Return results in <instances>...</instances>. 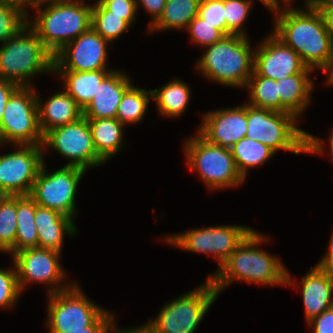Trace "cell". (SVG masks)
<instances>
[{
  "instance_id": "cell-1",
  "label": "cell",
  "mask_w": 333,
  "mask_h": 333,
  "mask_svg": "<svg viewBox=\"0 0 333 333\" xmlns=\"http://www.w3.org/2000/svg\"><path fill=\"white\" fill-rule=\"evenodd\" d=\"M272 239L268 234L253 229L219 269L208 274L218 295L232 284L286 287L288 267L278 255L270 254L261 246ZM265 243V244H264Z\"/></svg>"
},
{
  "instance_id": "cell-2",
  "label": "cell",
  "mask_w": 333,
  "mask_h": 333,
  "mask_svg": "<svg viewBox=\"0 0 333 333\" xmlns=\"http://www.w3.org/2000/svg\"><path fill=\"white\" fill-rule=\"evenodd\" d=\"M272 15L271 32L292 48L307 68L321 73L333 58V39L319 11L284 5Z\"/></svg>"
},
{
  "instance_id": "cell-3",
  "label": "cell",
  "mask_w": 333,
  "mask_h": 333,
  "mask_svg": "<svg viewBox=\"0 0 333 333\" xmlns=\"http://www.w3.org/2000/svg\"><path fill=\"white\" fill-rule=\"evenodd\" d=\"M254 51L249 36L226 35L202 49L194 69L210 82L244 90L254 71Z\"/></svg>"
},
{
  "instance_id": "cell-4",
  "label": "cell",
  "mask_w": 333,
  "mask_h": 333,
  "mask_svg": "<svg viewBox=\"0 0 333 333\" xmlns=\"http://www.w3.org/2000/svg\"><path fill=\"white\" fill-rule=\"evenodd\" d=\"M91 12V7L82 4L37 0L30 9L27 23L55 55L91 27Z\"/></svg>"
},
{
  "instance_id": "cell-5",
  "label": "cell",
  "mask_w": 333,
  "mask_h": 333,
  "mask_svg": "<svg viewBox=\"0 0 333 333\" xmlns=\"http://www.w3.org/2000/svg\"><path fill=\"white\" fill-rule=\"evenodd\" d=\"M54 55L44 46L28 23L0 44V78L19 86H35L38 75H52Z\"/></svg>"
},
{
  "instance_id": "cell-6",
  "label": "cell",
  "mask_w": 333,
  "mask_h": 333,
  "mask_svg": "<svg viewBox=\"0 0 333 333\" xmlns=\"http://www.w3.org/2000/svg\"><path fill=\"white\" fill-rule=\"evenodd\" d=\"M185 165L196 173L209 192L235 189L246 183L238 171L230 148L210 143L197 130L183 138Z\"/></svg>"
},
{
  "instance_id": "cell-7",
  "label": "cell",
  "mask_w": 333,
  "mask_h": 333,
  "mask_svg": "<svg viewBox=\"0 0 333 333\" xmlns=\"http://www.w3.org/2000/svg\"><path fill=\"white\" fill-rule=\"evenodd\" d=\"M218 297L212 281L206 277L195 288L166 301L157 315L146 323L154 333H196Z\"/></svg>"
},
{
  "instance_id": "cell-8",
  "label": "cell",
  "mask_w": 333,
  "mask_h": 333,
  "mask_svg": "<svg viewBox=\"0 0 333 333\" xmlns=\"http://www.w3.org/2000/svg\"><path fill=\"white\" fill-rule=\"evenodd\" d=\"M251 226L238 224H217L207 227L190 228L159 238L161 242L179 250L204 254L215 260L219 269L237 246L253 230Z\"/></svg>"
},
{
  "instance_id": "cell-9",
  "label": "cell",
  "mask_w": 333,
  "mask_h": 333,
  "mask_svg": "<svg viewBox=\"0 0 333 333\" xmlns=\"http://www.w3.org/2000/svg\"><path fill=\"white\" fill-rule=\"evenodd\" d=\"M300 120L287 112H276L247 104L245 137L263 143L276 154L281 151L305 154L306 130Z\"/></svg>"
},
{
  "instance_id": "cell-10",
  "label": "cell",
  "mask_w": 333,
  "mask_h": 333,
  "mask_svg": "<svg viewBox=\"0 0 333 333\" xmlns=\"http://www.w3.org/2000/svg\"><path fill=\"white\" fill-rule=\"evenodd\" d=\"M45 328L48 333L85 331L106 310L83 291L79 282L66 290L47 295Z\"/></svg>"
},
{
  "instance_id": "cell-11",
  "label": "cell",
  "mask_w": 333,
  "mask_h": 333,
  "mask_svg": "<svg viewBox=\"0 0 333 333\" xmlns=\"http://www.w3.org/2000/svg\"><path fill=\"white\" fill-rule=\"evenodd\" d=\"M60 167L52 172L47 168V163L43 162L30 196L37 205L55 210L75 220L80 214L76 200L78 188L88 172L77 166Z\"/></svg>"
},
{
  "instance_id": "cell-12",
  "label": "cell",
  "mask_w": 333,
  "mask_h": 333,
  "mask_svg": "<svg viewBox=\"0 0 333 333\" xmlns=\"http://www.w3.org/2000/svg\"><path fill=\"white\" fill-rule=\"evenodd\" d=\"M62 254L39 247L17 252L10 260L16 265L21 293L24 294L30 289L31 284L46 287L45 296L71 287L76 281L67 276L69 273L63 267Z\"/></svg>"
},
{
  "instance_id": "cell-13",
  "label": "cell",
  "mask_w": 333,
  "mask_h": 333,
  "mask_svg": "<svg viewBox=\"0 0 333 333\" xmlns=\"http://www.w3.org/2000/svg\"><path fill=\"white\" fill-rule=\"evenodd\" d=\"M37 86H20L6 103L0 122L2 145H42L39 126Z\"/></svg>"
},
{
  "instance_id": "cell-14",
  "label": "cell",
  "mask_w": 333,
  "mask_h": 333,
  "mask_svg": "<svg viewBox=\"0 0 333 333\" xmlns=\"http://www.w3.org/2000/svg\"><path fill=\"white\" fill-rule=\"evenodd\" d=\"M42 148L44 162L47 159L46 153L51 150L67 160L65 166H77L86 171L106 163L94 148L91 128L84 116L48 131L43 136Z\"/></svg>"
},
{
  "instance_id": "cell-15",
  "label": "cell",
  "mask_w": 333,
  "mask_h": 333,
  "mask_svg": "<svg viewBox=\"0 0 333 333\" xmlns=\"http://www.w3.org/2000/svg\"><path fill=\"white\" fill-rule=\"evenodd\" d=\"M10 147L12 151L0 154V190L10 196L30 195L44 162L42 145Z\"/></svg>"
},
{
  "instance_id": "cell-16",
  "label": "cell",
  "mask_w": 333,
  "mask_h": 333,
  "mask_svg": "<svg viewBox=\"0 0 333 333\" xmlns=\"http://www.w3.org/2000/svg\"><path fill=\"white\" fill-rule=\"evenodd\" d=\"M113 45L92 27L67 43L54 55V71H95L109 68Z\"/></svg>"
},
{
  "instance_id": "cell-17",
  "label": "cell",
  "mask_w": 333,
  "mask_h": 333,
  "mask_svg": "<svg viewBox=\"0 0 333 333\" xmlns=\"http://www.w3.org/2000/svg\"><path fill=\"white\" fill-rule=\"evenodd\" d=\"M261 39L254 45V71L259 76L280 80L298 73L316 74L302 63L292 48L285 45L271 31Z\"/></svg>"
},
{
  "instance_id": "cell-18",
  "label": "cell",
  "mask_w": 333,
  "mask_h": 333,
  "mask_svg": "<svg viewBox=\"0 0 333 333\" xmlns=\"http://www.w3.org/2000/svg\"><path fill=\"white\" fill-rule=\"evenodd\" d=\"M196 130L210 143L231 148L247 133V103L203 112Z\"/></svg>"
},
{
  "instance_id": "cell-19",
  "label": "cell",
  "mask_w": 333,
  "mask_h": 333,
  "mask_svg": "<svg viewBox=\"0 0 333 333\" xmlns=\"http://www.w3.org/2000/svg\"><path fill=\"white\" fill-rule=\"evenodd\" d=\"M290 272L287 270L286 287L301 291L305 324L333 306V280L316 264L300 282Z\"/></svg>"
},
{
  "instance_id": "cell-20",
  "label": "cell",
  "mask_w": 333,
  "mask_h": 333,
  "mask_svg": "<svg viewBox=\"0 0 333 333\" xmlns=\"http://www.w3.org/2000/svg\"><path fill=\"white\" fill-rule=\"evenodd\" d=\"M123 69H114L101 82L90 104L83 110L87 119L116 118L125 91L135 83ZM131 77V78H130Z\"/></svg>"
},
{
  "instance_id": "cell-21",
  "label": "cell",
  "mask_w": 333,
  "mask_h": 333,
  "mask_svg": "<svg viewBox=\"0 0 333 333\" xmlns=\"http://www.w3.org/2000/svg\"><path fill=\"white\" fill-rule=\"evenodd\" d=\"M34 219L39 248L62 253L65 238L78 236L76 221L55 210L36 204Z\"/></svg>"
},
{
  "instance_id": "cell-22",
  "label": "cell",
  "mask_w": 333,
  "mask_h": 333,
  "mask_svg": "<svg viewBox=\"0 0 333 333\" xmlns=\"http://www.w3.org/2000/svg\"><path fill=\"white\" fill-rule=\"evenodd\" d=\"M56 91L49 95L48 99L42 98L44 95L36 91L39 126L43 136L48 131L72 123L83 116V110L64 89Z\"/></svg>"
},
{
  "instance_id": "cell-23",
  "label": "cell",
  "mask_w": 333,
  "mask_h": 333,
  "mask_svg": "<svg viewBox=\"0 0 333 333\" xmlns=\"http://www.w3.org/2000/svg\"><path fill=\"white\" fill-rule=\"evenodd\" d=\"M313 74L298 73L276 80L282 112L291 113L299 120L304 119L314 99L312 93L316 83L311 77Z\"/></svg>"
},
{
  "instance_id": "cell-24",
  "label": "cell",
  "mask_w": 333,
  "mask_h": 333,
  "mask_svg": "<svg viewBox=\"0 0 333 333\" xmlns=\"http://www.w3.org/2000/svg\"><path fill=\"white\" fill-rule=\"evenodd\" d=\"M192 87L187 82L173 78L159 88L152 90V102L155 104V112L169 119H180L188 109L192 100Z\"/></svg>"
},
{
  "instance_id": "cell-25",
  "label": "cell",
  "mask_w": 333,
  "mask_h": 333,
  "mask_svg": "<svg viewBox=\"0 0 333 333\" xmlns=\"http://www.w3.org/2000/svg\"><path fill=\"white\" fill-rule=\"evenodd\" d=\"M114 69L95 71H53L58 76L61 89H64L84 110L96 95L98 87L104 78Z\"/></svg>"
},
{
  "instance_id": "cell-26",
  "label": "cell",
  "mask_w": 333,
  "mask_h": 333,
  "mask_svg": "<svg viewBox=\"0 0 333 333\" xmlns=\"http://www.w3.org/2000/svg\"><path fill=\"white\" fill-rule=\"evenodd\" d=\"M97 154L107 163L125 150L126 126L116 118L88 119ZM125 137V138H124Z\"/></svg>"
},
{
  "instance_id": "cell-27",
  "label": "cell",
  "mask_w": 333,
  "mask_h": 333,
  "mask_svg": "<svg viewBox=\"0 0 333 333\" xmlns=\"http://www.w3.org/2000/svg\"><path fill=\"white\" fill-rule=\"evenodd\" d=\"M200 0H166L162 15L147 29V35L163 31H185L198 15Z\"/></svg>"
},
{
  "instance_id": "cell-28",
  "label": "cell",
  "mask_w": 333,
  "mask_h": 333,
  "mask_svg": "<svg viewBox=\"0 0 333 333\" xmlns=\"http://www.w3.org/2000/svg\"><path fill=\"white\" fill-rule=\"evenodd\" d=\"M35 212L36 203L30 195L17 196V233L14 249L7 255L10 258L24 249L38 247Z\"/></svg>"
},
{
  "instance_id": "cell-29",
  "label": "cell",
  "mask_w": 333,
  "mask_h": 333,
  "mask_svg": "<svg viewBox=\"0 0 333 333\" xmlns=\"http://www.w3.org/2000/svg\"><path fill=\"white\" fill-rule=\"evenodd\" d=\"M238 171L247 180L249 171L268 163L276 153L263 143L244 137L231 148Z\"/></svg>"
},
{
  "instance_id": "cell-30",
  "label": "cell",
  "mask_w": 333,
  "mask_h": 333,
  "mask_svg": "<svg viewBox=\"0 0 333 333\" xmlns=\"http://www.w3.org/2000/svg\"><path fill=\"white\" fill-rule=\"evenodd\" d=\"M152 90L139 87L134 83L125 91L116 113V119L125 126H135L146 117ZM141 121V122H140Z\"/></svg>"
},
{
  "instance_id": "cell-31",
  "label": "cell",
  "mask_w": 333,
  "mask_h": 333,
  "mask_svg": "<svg viewBox=\"0 0 333 333\" xmlns=\"http://www.w3.org/2000/svg\"><path fill=\"white\" fill-rule=\"evenodd\" d=\"M246 103L252 107L282 112L276 80L259 76L255 71L249 78L245 89Z\"/></svg>"
},
{
  "instance_id": "cell-32",
  "label": "cell",
  "mask_w": 333,
  "mask_h": 333,
  "mask_svg": "<svg viewBox=\"0 0 333 333\" xmlns=\"http://www.w3.org/2000/svg\"><path fill=\"white\" fill-rule=\"evenodd\" d=\"M91 27L112 45L131 28L121 16L114 15L101 3L92 8Z\"/></svg>"
},
{
  "instance_id": "cell-33",
  "label": "cell",
  "mask_w": 333,
  "mask_h": 333,
  "mask_svg": "<svg viewBox=\"0 0 333 333\" xmlns=\"http://www.w3.org/2000/svg\"><path fill=\"white\" fill-rule=\"evenodd\" d=\"M17 233V196L6 195L0 202V254H9Z\"/></svg>"
},
{
  "instance_id": "cell-34",
  "label": "cell",
  "mask_w": 333,
  "mask_h": 333,
  "mask_svg": "<svg viewBox=\"0 0 333 333\" xmlns=\"http://www.w3.org/2000/svg\"><path fill=\"white\" fill-rule=\"evenodd\" d=\"M253 0H228L224 2L226 35L238 34L249 36L246 31V21L254 5Z\"/></svg>"
},
{
  "instance_id": "cell-35",
  "label": "cell",
  "mask_w": 333,
  "mask_h": 333,
  "mask_svg": "<svg viewBox=\"0 0 333 333\" xmlns=\"http://www.w3.org/2000/svg\"><path fill=\"white\" fill-rule=\"evenodd\" d=\"M28 22L20 7L0 2V44L12 39Z\"/></svg>"
},
{
  "instance_id": "cell-36",
  "label": "cell",
  "mask_w": 333,
  "mask_h": 333,
  "mask_svg": "<svg viewBox=\"0 0 333 333\" xmlns=\"http://www.w3.org/2000/svg\"><path fill=\"white\" fill-rule=\"evenodd\" d=\"M18 286L17 268L11 262L9 267H0V310H11L21 299Z\"/></svg>"
},
{
  "instance_id": "cell-37",
  "label": "cell",
  "mask_w": 333,
  "mask_h": 333,
  "mask_svg": "<svg viewBox=\"0 0 333 333\" xmlns=\"http://www.w3.org/2000/svg\"><path fill=\"white\" fill-rule=\"evenodd\" d=\"M186 33L189 35V43L196 47L199 46L201 50L220 41L225 36L218 28L206 22L199 15L188 24Z\"/></svg>"
},
{
  "instance_id": "cell-38",
  "label": "cell",
  "mask_w": 333,
  "mask_h": 333,
  "mask_svg": "<svg viewBox=\"0 0 333 333\" xmlns=\"http://www.w3.org/2000/svg\"><path fill=\"white\" fill-rule=\"evenodd\" d=\"M198 15L209 24L218 28L226 36L224 2L217 0H200Z\"/></svg>"
},
{
  "instance_id": "cell-39",
  "label": "cell",
  "mask_w": 333,
  "mask_h": 333,
  "mask_svg": "<svg viewBox=\"0 0 333 333\" xmlns=\"http://www.w3.org/2000/svg\"><path fill=\"white\" fill-rule=\"evenodd\" d=\"M101 4L114 15L121 16L131 27L138 17L136 0H101Z\"/></svg>"
},
{
  "instance_id": "cell-40",
  "label": "cell",
  "mask_w": 333,
  "mask_h": 333,
  "mask_svg": "<svg viewBox=\"0 0 333 333\" xmlns=\"http://www.w3.org/2000/svg\"><path fill=\"white\" fill-rule=\"evenodd\" d=\"M329 133L330 134L328 135V138L326 137V139H322V136L318 137L306 131L305 154H311V156H314L315 154L318 156L320 155V157L322 155L325 156V154H328V156H330L329 159L333 164V126ZM326 147H328L329 150Z\"/></svg>"
},
{
  "instance_id": "cell-41",
  "label": "cell",
  "mask_w": 333,
  "mask_h": 333,
  "mask_svg": "<svg viewBox=\"0 0 333 333\" xmlns=\"http://www.w3.org/2000/svg\"><path fill=\"white\" fill-rule=\"evenodd\" d=\"M306 326L311 333H333V306L313 318Z\"/></svg>"
},
{
  "instance_id": "cell-42",
  "label": "cell",
  "mask_w": 333,
  "mask_h": 333,
  "mask_svg": "<svg viewBox=\"0 0 333 333\" xmlns=\"http://www.w3.org/2000/svg\"><path fill=\"white\" fill-rule=\"evenodd\" d=\"M137 12L144 9L146 14L150 15V21L147 24L146 30L151 27L162 15L166 0H136Z\"/></svg>"
},
{
  "instance_id": "cell-43",
  "label": "cell",
  "mask_w": 333,
  "mask_h": 333,
  "mask_svg": "<svg viewBox=\"0 0 333 333\" xmlns=\"http://www.w3.org/2000/svg\"><path fill=\"white\" fill-rule=\"evenodd\" d=\"M106 310L91 326L85 331H67V333H109L112 323L117 318L116 312Z\"/></svg>"
},
{
  "instance_id": "cell-44",
  "label": "cell",
  "mask_w": 333,
  "mask_h": 333,
  "mask_svg": "<svg viewBox=\"0 0 333 333\" xmlns=\"http://www.w3.org/2000/svg\"><path fill=\"white\" fill-rule=\"evenodd\" d=\"M328 247L325 253L318 260L316 265L322 269L333 280V232L329 237Z\"/></svg>"
},
{
  "instance_id": "cell-45",
  "label": "cell",
  "mask_w": 333,
  "mask_h": 333,
  "mask_svg": "<svg viewBox=\"0 0 333 333\" xmlns=\"http://www.w3.org/2000/svg\"><path fill=\"white\" fill-rule=\"evenodd\" d=\"M19 87L20 86L14 82L0 78V122L4 114L6 103Z\"/></svg>"
},
{
  "instance_id": "cell-46",
  "label": "cell",
  "mask_w": 333,
  "mask_h": 333,
  "mask_svg": "<svg viewBox=\"0 0 333 333\" xmlns=\"http://www.w3.org/2000/svg\"><path fill=\"white\" fill-rule=\"evenodd\" d=\"M117 320L118 318L112 323L109 333H154L146 322L137 326L123 328L118 325Z\"/></svg>"
},
{
  "instance_id": "cell-47",
  "label": "cell",
  "mask_w": 333,
  "mask_h": 333,
  "mask_svg": "<svg viewBox=\"0 0 333 333\" xmlns=\"http://www.w3.org/2000/svg\"><path fill=\"white\" fill-rule=\"evenodd\" d=\"M321 14L326 30L333 39V6L317 9Z\"/></svg>"
},
{
  "instance_id": "cell-48",
  "label": "cell",
  "mask_w": 333,
  "mask_h": 333,
  "mask_svg": "<svg viewBox=\"0 0 333 333\" xmlns=\"http://www.w3.org/2000/svg\"><path fill=\"white\" fill-rule=\"evenodd\" d=\"M37 0H0L1 3L11 4L23 9L27 14H29L31 7Z\"/></svg>"
},
{
  "instance_id": "cell-49",
  "label": "cell",
  "mask_w": 333,
  "mask_h": 333,
  "mask_svg": "<svg viewBox=\"0 0 333 333\" xmlns=\"http://www.w3.org/2000/svg\"><path fill=\"white\" fill-rule=\"evenodd\" d=\"M303 5L311 9H319L324 7L333 6V0H301Z\"/></svg>"
},
{
  "instance_id": "cell-50",
  "label": "cell",
  "mask_w": 333,
  "mask_h": 333,
  "mask_svg": "<svg viewBox=\"0 0 333 333\" xmlns=\"http://www.w3.org/2000/svg\"><path fill=\"white\" fill-rule=\"evenodd\" d=\"M254 1V0H253ZM263 5L264 8L270 10L271 13L277 11L281 6L285 4L281 0H256Z\"/></svg>"
},
{
  "instance_id": "cell-51",
  "label": "cell",
  "mask_w": 333,
  "mask_h": 333,
  "mask_svg": "<svg viewBox=\"0 0 333 333\" xmlns=\"http://www.w3.org/2000/svg\"><path fill=\"white\" fill-rule=\"evenodd\" d=\"M325 75L324 84L328 87L333 86V58L329 61V64L326 66V68L322 71Z\"/></svg>"
},
{
  "instance_id": "cell-52",
  "label": "cell",
  "mask_w": 333,
  "mask_h": 333,
  "mask_svg": "<svg viewBox=\"0 0 333 333\" xmlns=\"http://www.w3.org/2000/svg\"><path fill=\"white\" fill-rule=\"evenodd\" d=\"M61 1H64L67 3L82 4V5L89 6L91 8L97 6L99 3H101V0H61ZM92 1H93V4H92Z\"/></svg>"
},
{
  "instance_id": "cell-53",
  "label": "cell",
  "mask_w": 333,
  "mask_h": 333,
  "mask_svg": "<svg viewBox=\"0 0 333 333\" xmlns=\"http://www.w3.org/2000/svg\"><path fill=\"white\" fill-rule=\"evenodd\" d=\"M285 5H294L296 0H281ZM294 3V4H293Z\"/></svg>"
},
{
  "instance_id": "cell-54",
  "label": "cell",
  "mask_w": 333,
  "mask_h": 333,
  "mask_svg": "<svg viewBox=\"0 0 333 333\" xmlns=\"http://www.w3.org/2000/svg\"><path fill=\"white\" fill-rule=\"evenodd\" d=\"M6 195L0 190V202L4 199Z\"/></svg>"
},
{
  "instance_id": "cell-55",
  "label": "cell",
  "mask_w": 333,
  "mask_h": 333,
  "mask_svg": "<svg viewBox=\"0 0 333 333\" xmlns=\"http://www.w3.org/2000/svg\"><path fill=\"white\" fill-rule=\"evenodd\" d=\"M4 145H2L1 140H0V150L1 148L3 149Z\"/></svg>"
}]
</instances>
